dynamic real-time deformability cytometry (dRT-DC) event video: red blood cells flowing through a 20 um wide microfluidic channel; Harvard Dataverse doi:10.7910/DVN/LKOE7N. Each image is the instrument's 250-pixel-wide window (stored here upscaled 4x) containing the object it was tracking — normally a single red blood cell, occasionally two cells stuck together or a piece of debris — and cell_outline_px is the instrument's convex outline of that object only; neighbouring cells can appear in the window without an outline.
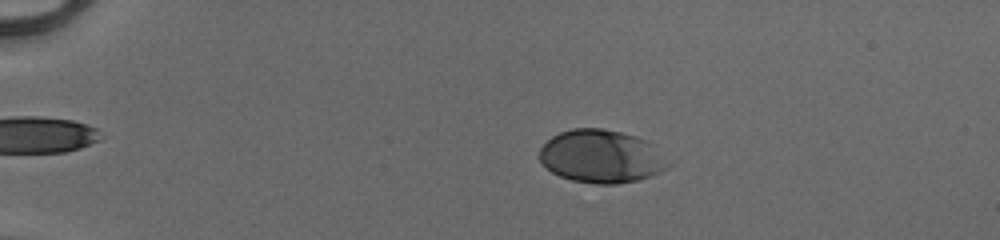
{"species": "human", "species_latin": "Homo sapiens", "temperature_condition": "cold", "stored_images_in_passage": 51, "camera_frame_rate_fps": 3000, "um_per_image_px": 0.085, "donor": {"sex": "male"}, "frame": {"image": 1, "passage_image": 11, "time_ms": 3.333, "image_size_px": [1000, 240], "cell_outline_px": [[676, 160], [668, 168], [660, 172], [636, 180], [616, 184], [596, 184], [572, 180], [560, 176], [552, 172], [536, 156], [540, 148], [552, 136], [560, 132], [572, 128], [604, 128], [620, 132], [648, 140]], "centroid_in_image_um": [51.19, 13.29], "position_along_channel_um": 33.8, "area_um2": 40.52}}
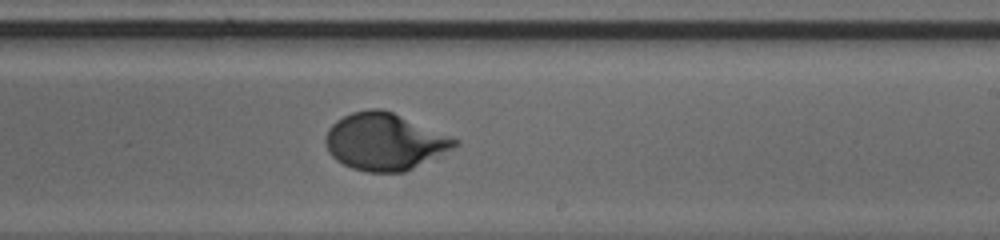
{"frame": {"image": 2, "passage_image": 33, "time_ms": 10.667, "image_size_px": [1000, 240], "cell_outline_px": [[460, 144], [404, 172], [368, 172], [352, 168], [336, 160], [328, 152], [324, 144], [324, 136], [328, 128], [336, 120], [352, 112], [368, 108], [380, 108], [392, 112], [460, 140]], "centroid_in_image_um": [32.63, 12.03], "position_along_channel_um": 256.4, "area_um2": 42.66}}
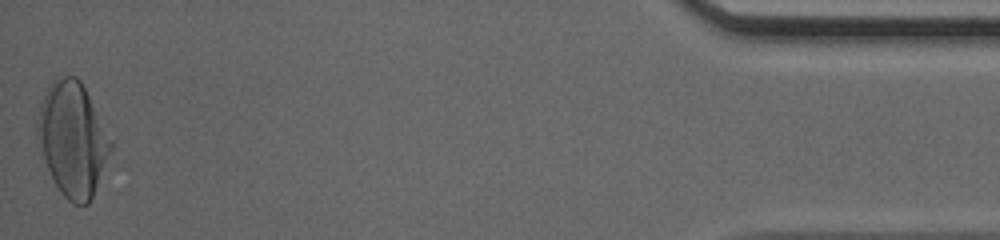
{"frame": {"image": 3, "passage_image": 51, "time_ms": 16.667, "image_size_px": [1000, 240], "cell_outline_px": [[112, 148], [92, 196], [88, 204], [72, 204], [60, 192], [48, 168], [36, 136], [36, 120], [40, 104], [52, 80], [56, 76], [76, 76], [80, 80], [112, 140]], "centroid_in_image_um": [6.15, 11.8], "position_along_channel_um": 429.0, "area_um2": 48.03}, "authors_computed_cell_mechanics": {"area_um2": 42.3674, "velocity_mm_per_s": 4.1335, "shape_relaxation_time_tau1_ms": 2.2175, "shape_relaxation_time_tau2_ms": null, "deformation_change_tau1": 0.1469, "deformation_change_tau2": null}}